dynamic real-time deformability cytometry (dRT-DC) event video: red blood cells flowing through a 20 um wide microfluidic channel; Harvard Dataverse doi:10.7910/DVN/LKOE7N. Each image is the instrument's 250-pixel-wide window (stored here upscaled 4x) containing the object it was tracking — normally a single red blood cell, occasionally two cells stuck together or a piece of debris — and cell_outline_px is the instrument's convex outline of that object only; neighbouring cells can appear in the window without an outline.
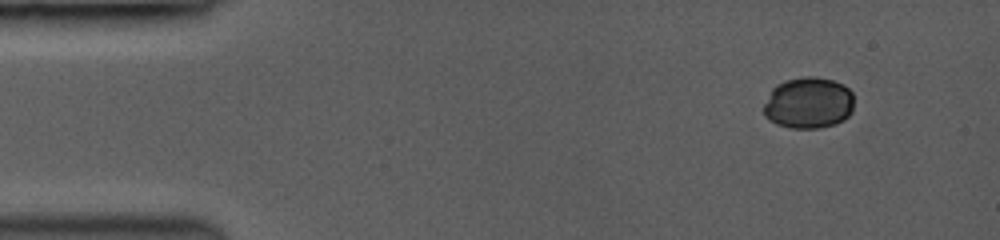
{"species": "common noctule bat (a hibernating species)", "species_latin": "Nyctalus noctula", "temperature_condition": "room temperature", "stored_images_in_passage": 52, "segment_of_instrument_passage": [1, 2], "camera_frame_rate_fps": 3500, "um_per_image_px": 0.085, "animal": {"sex": "female", "body_mass_g": 19.0, "forearm_length_mm": 53.3}, "frame": {"image": 1, "passage_image": 1, "time_ms": 0.0, "image_size_px": [1000, 240], "cell_outline_px": [[852, 112], [844, 120], [836, 124], [820, 128], [792, 128], [776, 124], [764, 116], [764, 104], [772, 88], [776, 84], [784, 80], [804, 76], [812, 76], [832, 80], [844, 84], [852, 92]], "centroid_in_image_um": [68.72, 8.74], "position_along_channel_um": 16.3, "area_um2": 27.28}}
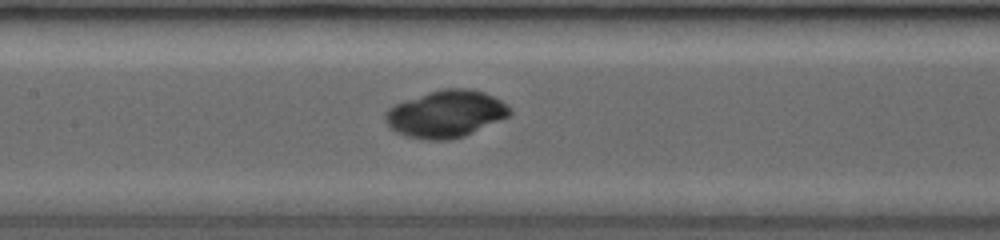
{"frame": {"image": 2, "passage_image": 23, "time_ms": 6.286, "image_size_px": [1000, 240], "cell_outline_px": [[512, 112], [508, 116], [464, 136], [448, 140], [428, 140], [408, 136], [396, 132], [388, 128], [384, 120], [384, 116], [388, 108], [396, 104], [444, 88], [464, 88], [484, 92], [500, 100]], "centroid_in_image_um": [37.86, 9.7], "position_along_channel_um": 169.5, "area_um2": 33.52}}
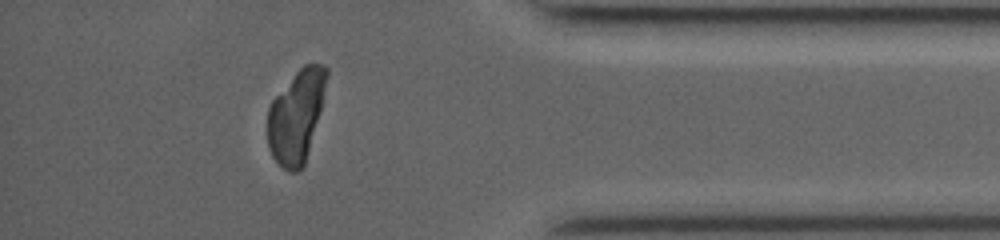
{"frame": {"image": 3, "passage_image": 45, "time_ms": 12.571, "image_size_px": [1000, 240], "cell_outline_px": [[328, 76], [320, 108], [304, 164], [296, 172], [288, 172], [272, 156], [268, 148], [268, 108], [272, 100], [296, 72], [304, 64], [324, 64], [328, 68]], "centroid_in_image_um": [25.17, 9.85], "position_along_channel_um": 410.0, "area_um2": 31.04}}